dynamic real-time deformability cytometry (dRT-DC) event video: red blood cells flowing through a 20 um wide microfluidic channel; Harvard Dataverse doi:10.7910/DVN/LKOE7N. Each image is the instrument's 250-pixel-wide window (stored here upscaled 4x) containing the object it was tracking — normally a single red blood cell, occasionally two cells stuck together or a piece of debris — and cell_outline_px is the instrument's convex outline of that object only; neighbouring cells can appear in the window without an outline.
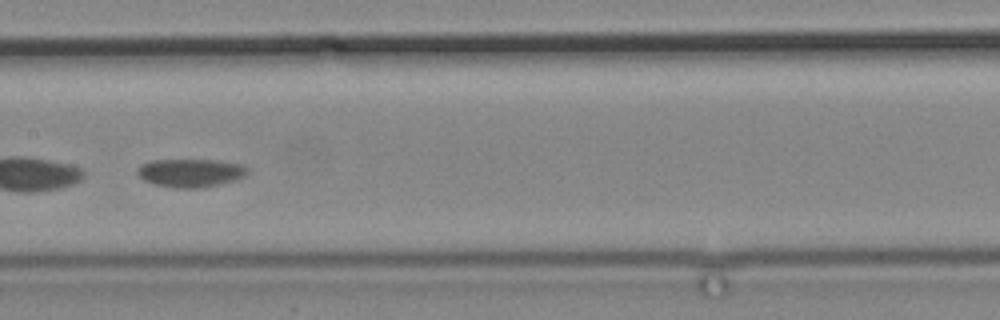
{"species": "common noctule bat (a hibernating species)", "species_latin": "Nyctalus noctula", "temperature_condition": "cold", "stored_images_in_passage": 7, "camera_frame_rate_fps": 3000, "um_per_image_px": 0.085, "animal": {"sex": "male", "body_mass_g": 19.2, "forearm_length_mm": 51.8}, "frame": {"image": 1, "passage_image": 4, "time_ms": 3.667, "image_size_px": [1000, 320], "cell_outline_px": [[248, 172], [244, 176], [236, 180], [204, 188], [176, 188], [152, 184], [144, 180], [136, 172], [140, 164], [148, 160], [216, 160], [240, 164], [248, 168]], "centroid_in_image_um": [16.17, 14.7], "position_along_channel_um": 191.2, "area_um2": 18.32}}